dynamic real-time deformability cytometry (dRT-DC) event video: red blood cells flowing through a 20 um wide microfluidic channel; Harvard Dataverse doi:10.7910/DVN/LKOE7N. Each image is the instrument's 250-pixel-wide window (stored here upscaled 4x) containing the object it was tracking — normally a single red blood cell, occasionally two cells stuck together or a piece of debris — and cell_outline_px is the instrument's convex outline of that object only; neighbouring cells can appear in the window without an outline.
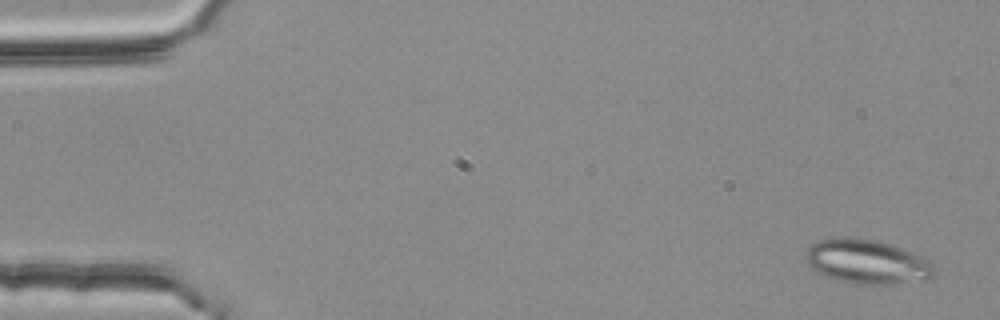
{"species": "common noctule bat (a hibernating species)", "species_latin": "Nyctalus noctula", "temperature_condition": "room temperature", "stored_images_in_passage": 4, "camera_frame_rate_fps": 3000, "um_per_image_px": 0.085, "animal": {"sex": "female", "body_mass_g": 25.1}, "frame": {"image": 1, "passage_image": 1, "time_ms": 0.0, "image_size_px": [1000, 320], "cell_outline_px": [[936, 276], [888, 284], [856, 284], [824, 276], [816, 272], [804, 260], [804, 256], [808, 248], [812, 244], [820, 240], [876, 240], [912, 252], [928, 260], [936, 268]], "centroid_in_image_um": [73.68, 22.28], "position_along_channel_um": 11.3, "area_um2": 32.08}}